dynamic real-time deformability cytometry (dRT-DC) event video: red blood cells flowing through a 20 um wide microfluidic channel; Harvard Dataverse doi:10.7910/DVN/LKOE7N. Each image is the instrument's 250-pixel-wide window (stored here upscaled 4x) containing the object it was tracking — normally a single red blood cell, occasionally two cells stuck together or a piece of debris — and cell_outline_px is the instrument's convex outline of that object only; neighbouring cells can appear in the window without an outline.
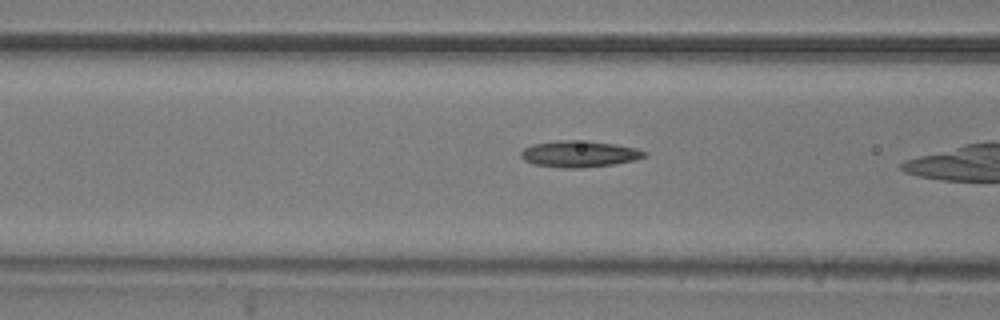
{"species": "common noctule bat (a hibernating species)", "species_latin": "Nyctalus noctula", "temperature_condition": "room temperature", "stored_images_in_passage": 5, "camera_frame_rate_fps": 3000, "um_per_image_px": 0.085, "animal": {"sex": "male", "body_mass_g": 20.5, "forearm_length_mm": 52.5}, "frame": {"image": 1, "passage_image": 4, "time_ms": 1.0, "image_size_px": [1000, 320], "cell_outline_px": [[648, 156], [636, 160], [612, 164], [580, 168], [564, 168], [536, 164], [524, 160], [520, 156], [520, 152], [524, 148], [532, 144], [556, 140], [572, 140], [616, 144], [636, 148], [648, 152]], "centroid_in_image_um": [49.26, 13.08], "position_along_channel_um": 117.3, "area_um2": 18.96}}